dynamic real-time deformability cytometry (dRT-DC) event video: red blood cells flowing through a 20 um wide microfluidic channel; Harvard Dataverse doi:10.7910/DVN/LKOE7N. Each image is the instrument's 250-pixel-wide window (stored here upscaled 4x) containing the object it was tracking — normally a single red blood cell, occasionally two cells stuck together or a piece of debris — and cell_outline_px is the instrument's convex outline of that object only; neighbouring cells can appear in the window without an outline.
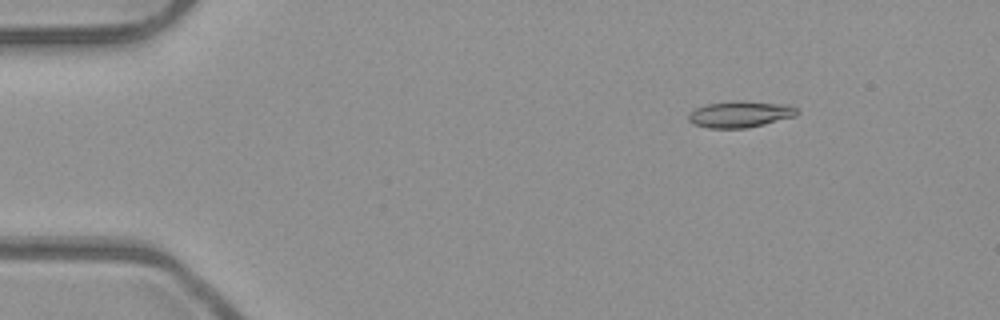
{"species": "common noctule bat (a hibernating species)", "species_latin": "Nyctalus noctula", "temperature_condition": "room temperature", "stored_images_in_passage": 5, "camera_frame_rate_fps": 3000, "um_per_image_px": 0.085, "animal": {"sex": "male", "body_mass_g": 23.1, "forearm_length_mm": 52.7}, "frame": {"image": 1, "passage_image": 2, "time_ms": 0.333, "image_size_px": [1000, 320], "cell_outline_px": [[800, 112], [796, 116], [748, 128], [708, 128], [696, 124], [688, 120], [688, 116], [696, 108], [704, 104], [740, 100], [744, 100], [788, 104], [796, 108]], "centroid_in_image_um": [62.96, 9.69], "position_along_channel_um": 22.0, "area_um2": 16.82}}
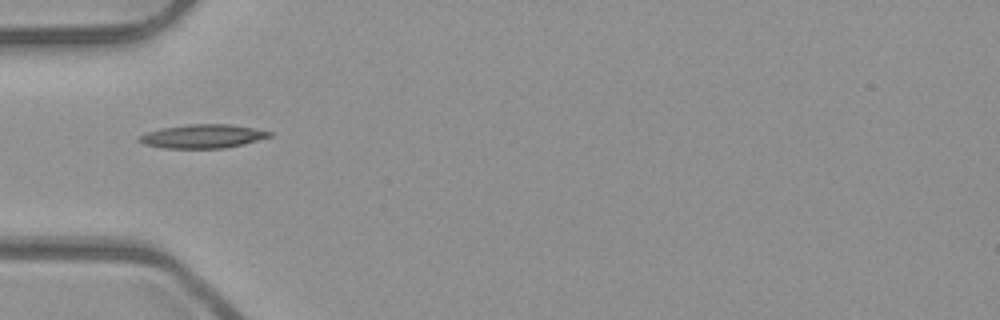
{"frame": {"image": 2, "passage_image": 5, "time_ms": 1.333, "image_size_px": [1000, 320], "cell_outline_px": [[272, 136], [244, 144], [224, 148], [164, 148], [144, 144], [136, 140], [136, 136], [160, 128], [188, 124], [228, 124], [252, 128], [272, 132]], "centroid_in_image_um": [17.18, 11.58], "position_along_channel_um": 67.8, "area_um2": 18.03}}